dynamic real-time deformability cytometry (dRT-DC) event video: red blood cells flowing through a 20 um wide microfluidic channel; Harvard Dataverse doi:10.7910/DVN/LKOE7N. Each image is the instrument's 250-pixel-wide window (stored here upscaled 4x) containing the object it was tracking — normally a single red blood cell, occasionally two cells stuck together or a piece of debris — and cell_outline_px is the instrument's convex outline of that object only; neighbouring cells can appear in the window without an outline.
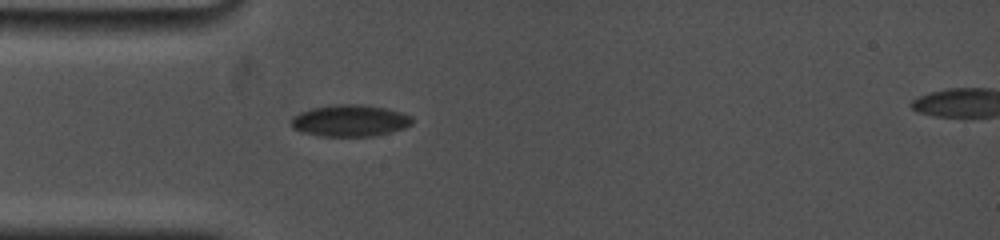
{"species": "common noctule bat (a hibernating species)", "species_latin": "Nyctalus noctula", "temperature_condition": "cold", "stored_images_in_passage": 2, "segment_of_instrument_passage": [1, 2], "camera_frame_rate_fps": 5000, "um_per_image_px": 0.085, "animal": {"sex": "female", "body_mass_g": 19.0, "forearm_length_mm": 53.3}, "frame": {"image": 1, "passage_image": 1, "time_ms": 0.0, "image_size_px": [1000, 240], "cell_outline_px": [[412, 124], [404, 128], [372, 136], [320, 136], [300, 132], [292, 128], [292, 116], [300, 112], [312, 108], [332, 104], [364, 104], [384, 108], [400, 112], [412, 116]], "centroid_in_image_um": [29.71, 10.25], "position_along_channel_um": 55.3, "area_um2": 22.37}}